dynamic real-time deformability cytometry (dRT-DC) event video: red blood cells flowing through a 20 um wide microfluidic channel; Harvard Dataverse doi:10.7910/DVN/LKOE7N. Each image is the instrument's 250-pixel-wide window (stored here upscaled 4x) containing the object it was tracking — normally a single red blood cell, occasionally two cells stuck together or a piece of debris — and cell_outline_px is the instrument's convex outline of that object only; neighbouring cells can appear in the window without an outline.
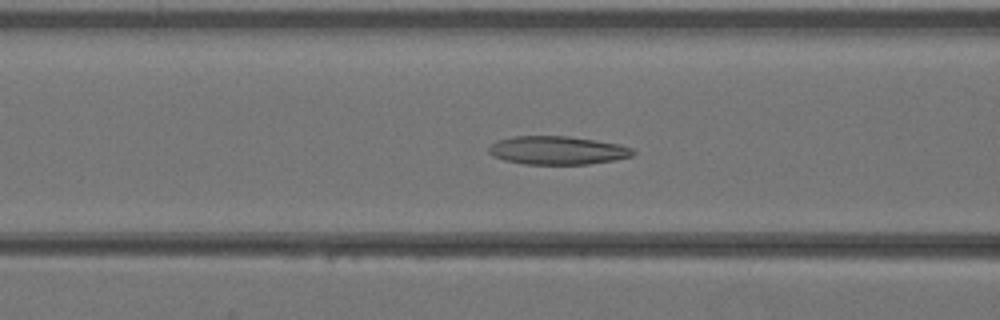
{"species": "Egyptian fruit bat (a non-hibernating species)", "species_latin": "Rousettus aegyptiacus", "temperature_condition": "warm", "stored_images_in_passage": 42, "camera_frame_rate_fps": 3000, "um_per_image_px": 0.085, "animal": {"sex": "female"}, "frame": {"image": 1, "passage_image": 17, "time_ms": 5.333, "image_size_px": [1000, 320], "cell_outline_px": [[636, 152], [632, 156], [612, 160], [588, 164], [524, 164], [504, 160], [492, 156], [488, 152], [488, 148], [496, 140], [512, 136], [568, 136], [596, 140], [620, 144], [632, 148]], "centroid_in_image_um": [47.36, 12.77], "position_along_channel_um": 119.2, "area_um2": 23.93}}
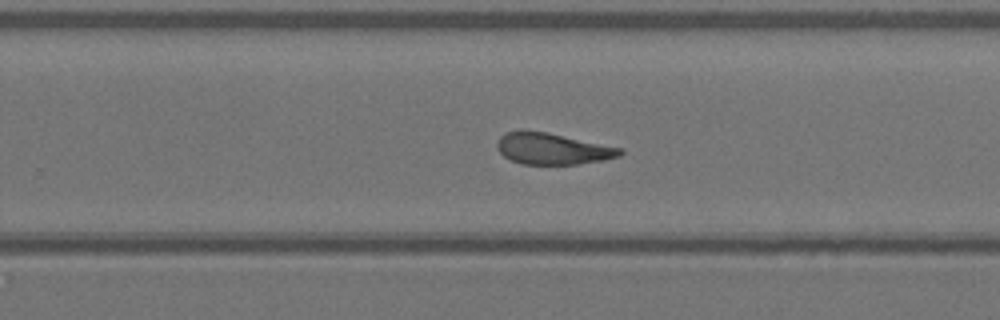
{"frame": {"image": 2, "passage_image": 27, "time_ms": 8.667, "image_size_px": [1000, 320], "cell_outline_px": [[624, 152], [620, 156], [604, 160], [576, 164], [520, 164], [504, 156], [496, 148], [496, 144], [500, 136], [504, 132], [520, 128], [548, 132], [624, 148]], "centroid_in_image_um": [46.94, 12.61], "position_along_channel_um": 282.9, "area_um2": 23.0}}
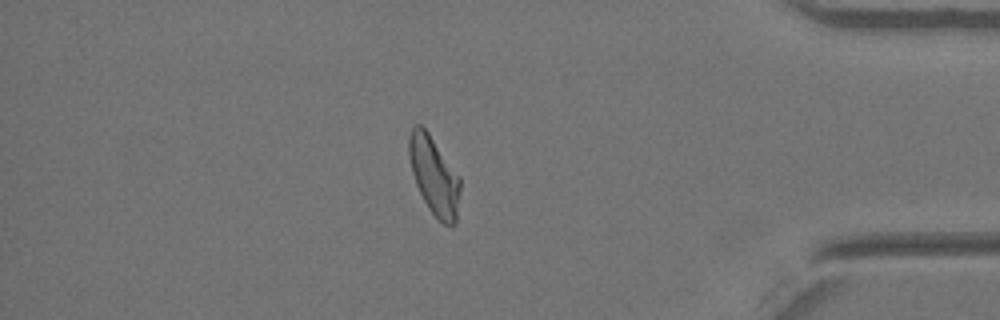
{"frame": {"image": 3, "passage_image": 36, "time_ms": 11.667, "image_size_px": [1000, 320], "cell_outline_px": [[460, 188], [456, 220], [452, 224], [444, 224], [428, 208], [416, 184], [412, 172], [408, 156], [408, 136], [412, 128], [416, 124], [420, 124], [428, 132], [460, 176]], "centroid_in_image_um": [36.88, 14.89], "position_along_channel_um": 398.3, "area_um2": 23.06}}